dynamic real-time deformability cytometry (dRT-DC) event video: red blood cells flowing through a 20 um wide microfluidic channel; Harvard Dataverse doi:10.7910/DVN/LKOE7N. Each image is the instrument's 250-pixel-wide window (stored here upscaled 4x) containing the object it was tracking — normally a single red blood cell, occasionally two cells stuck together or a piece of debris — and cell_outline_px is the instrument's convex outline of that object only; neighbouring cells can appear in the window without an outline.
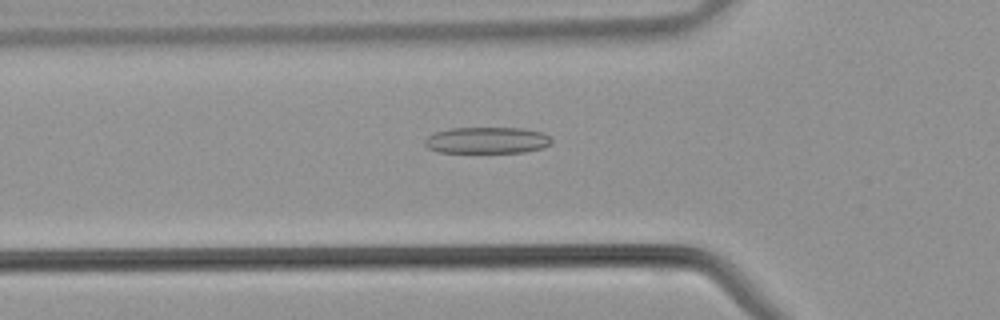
{"species": "common noctule bat (a hibernating species)", "species_latin": "Nyctalus noctula", "temperature_condition": "warm", "stored_images_in_passage": 30, "camera_frame_rate_fps": 3000, "um_per_image_px": 0.085, "animal": {"sex": "male", "body_mass_g": 21.5, "forearm_length_mm": 52.0}, "frame": {"image": 1, "passage_image": 7, "time_ms": 2.0, "image_size_px": [1000, 320], "cell_outline_px": [[552, 140], [544, 148], [524, 152], [436, 152], [428, 148], [424, 144], [424, 140], [428, 136], [436, 132], [448, 128], [524, 128], [544, 132], [552, 136]], "centroid_in_image_um": [41.42, 11.92], "position_along_channel_um": 84.4, "area_um2": 19.71}}
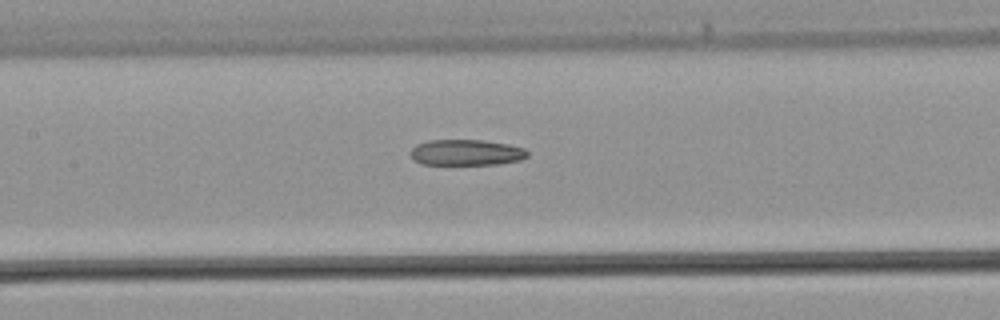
{"frame": {"image": 2, "passage_image": 12, "time_ms": 3.667, "image_size_px": [1000, 320], "cell_outline_px": [[528, 156], [520, 160], [496, 164], [420, 164], [412, 160], [412, 148], [416, 144], [428, 140], [480, 140], [508, 144], [524, 148], [528, 152]], "centroid_in_image_um": [39.62, 12.96], "position_along_channel_um": 167.8, "area_um2": 17.57}}
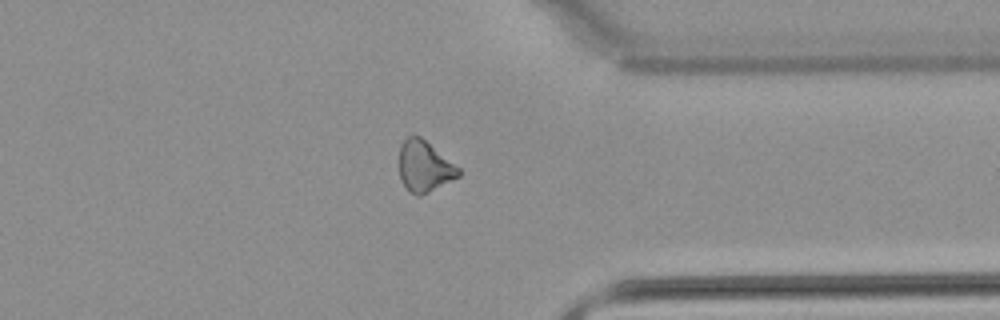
{"frame": {"image": 3, "passage_image": 25, "time_ms": 8.0, "image_size_px": [1000, 320], "cell_outline_px": [[460, 176], [420, 196], [416, 196], [408, 192], [400, 180], [400, 144], [408, 136], [420, 136], [460, 168]], "centroid_in_image_um": [36.06, 14.16], "position_along_channel_um": 375.3, "area_um2": 17.57}}